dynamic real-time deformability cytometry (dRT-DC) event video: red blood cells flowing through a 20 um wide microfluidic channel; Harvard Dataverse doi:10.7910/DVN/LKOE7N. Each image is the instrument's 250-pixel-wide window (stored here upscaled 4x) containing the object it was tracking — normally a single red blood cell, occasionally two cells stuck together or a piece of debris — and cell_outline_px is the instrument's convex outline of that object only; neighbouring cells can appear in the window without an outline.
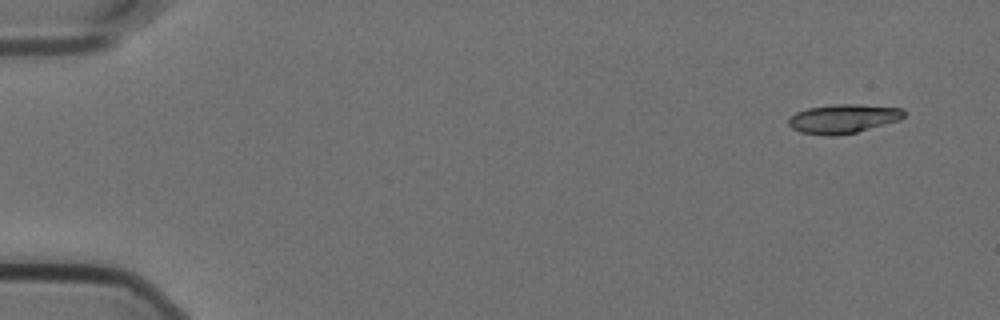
{"species": "Egyptian fruit bat (a non-hibernating species)", "species_latin": "Rousettus aegyptiacus", "temperature_condition": "cold", "stored_images_in_passage": 11, "camera_frame_rate_fps": 3000, "um_per_image_px": 0.085, "animal": {"sex": "female"}, "frame": {"image": 1, "passage_image": 1, "time_ms": 0.0, "image_size_px": [1000, 320], "cell_outline_px": [[904, 116], [900, 120], [856, 132], [800, 132], [792, 128], [788, 124], [788, 116], [796, 112], [808, 108], [836, 104], [856, 104], [904, 108]], "centroid_in_image_um": [71.71, 10.03], "position_along_channel_um": 13.3, "area_um2": 18.67}}